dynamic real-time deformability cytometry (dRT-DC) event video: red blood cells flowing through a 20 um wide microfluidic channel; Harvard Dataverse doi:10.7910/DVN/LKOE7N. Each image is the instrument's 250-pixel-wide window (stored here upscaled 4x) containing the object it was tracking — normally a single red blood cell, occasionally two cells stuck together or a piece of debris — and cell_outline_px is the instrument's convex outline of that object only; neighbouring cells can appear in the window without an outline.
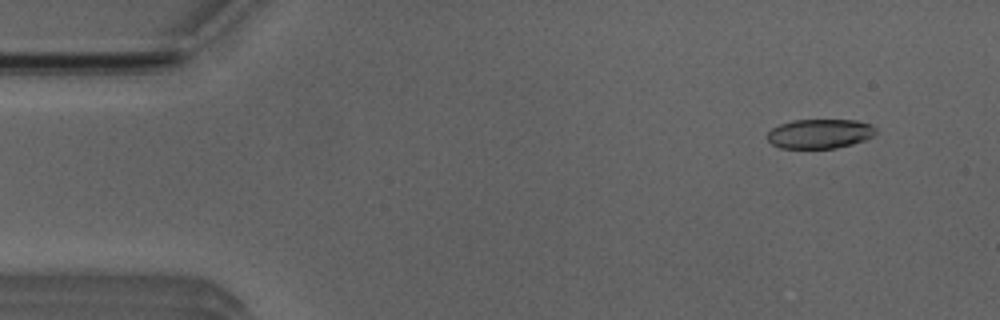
{"species": "Egyptian fruit bat (a non-hibernating species)", "species_latin": "Rousettus aegyptiacus", "temperature_condition": "room temperature", "stored_images_in_passage": 35, "camera_frame_rate_fps": 3000, "um_per_image_px": 0.085, "animal": {"sex": "male"}, "frame": {"image": 1, "passage_image": 4, "time_ms": 1.0, "image_size_px": [1000, 320], "cell_outline_px": [[876, 132], [872, 136], [864, 140], [852, 144], [836, 148], [780, 148], [772, 144], [768, 140], [768, 132], [772, 128], [780, 124], [792, 120], [856, 120], [872, 124], [876, 128]], "centroid_in_image_um": [69.69, 11.36], "position_along_channel_um": 15.3, "area_um2": 18.61}}
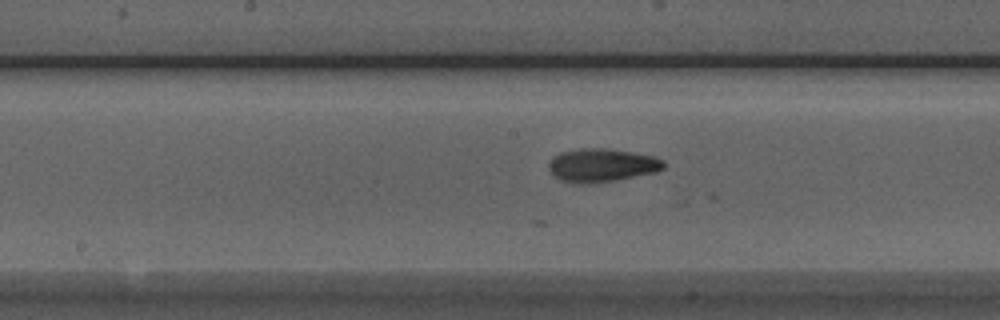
{"frame": {"image": 2, "passage_image": 25, "time_ms": 8.0, "image_size_px": [1000, 320], "cell_outline_px": [[664, 168], [656, 172], [616, 180], [588, 184], [572, 184], [560, 180], [548, 168], [548, 164], [552, 156], [560, 152], [580, 148], [608, 148], [656, 156], [664, 160]], "centroid_in_image_um": [51.14, 14.04], "position_along_channel_um": 197.1, "area_um2": 22.66}}
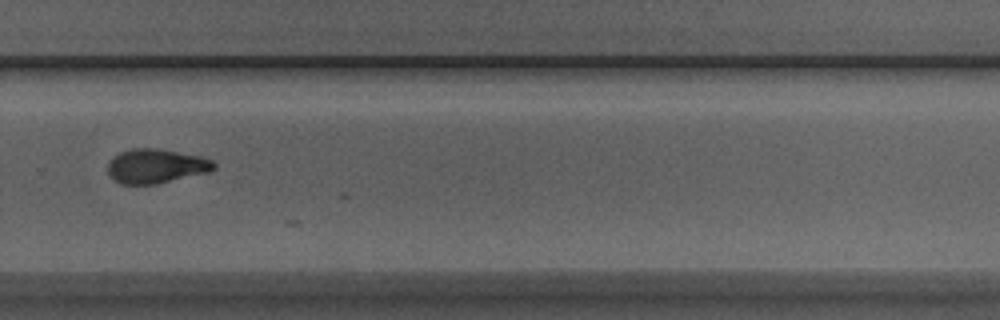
{"frame": {"image": 3, "passage_image": 34, "time_ms": 11.0, "image_size_px": [1000, 320], "cell_outline_px": [[216, 168], [212, 172], [156, 184], [120, 184], [108, 172], [108, 164], [120, 152], [132, 148], [156, 148], [200, 156], [212, 160], [216, 164]], "centroid_in_image_um": [13.32, 14.12], "position_along_channel_um": 316.5, "area_um2": 21.15}}